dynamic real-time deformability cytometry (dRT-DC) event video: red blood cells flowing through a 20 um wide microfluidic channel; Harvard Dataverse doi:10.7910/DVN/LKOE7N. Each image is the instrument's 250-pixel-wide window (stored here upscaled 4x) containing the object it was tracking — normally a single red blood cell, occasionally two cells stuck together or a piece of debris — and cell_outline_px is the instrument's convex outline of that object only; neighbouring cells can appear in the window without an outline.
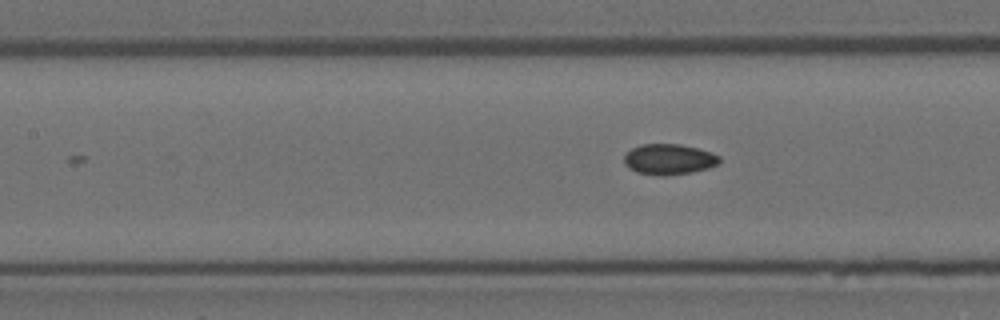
{"species": "Egyptian fruit bat (a non-hibernating species)", "species_latin": "Rousettus aegyptiacus", "temperature_condition": "room temperature", "stored_images_in_passage": 6, "camera_frame_rate_fps": 3000, "um_per_image_px": 0.085, "animal": {"sex": "female"}, "frame": {"image": 1, "passage_image": 6, "time_ms": 1.667, "image_size_px": [1000, 320], "cell_outline_px": [[720, 164], [708, 168], [692, 172], [664, 176], [660, 176], [636, 172], [628, 168], [624, 164], [624, 156], [632, 148], [640, 144], [680, 144], [712, 152], [720, 156]], "centroid_in_image_um": [56.86, 13.54], "position_along_channel_um": 150.5, "area_um2": 17.17}}